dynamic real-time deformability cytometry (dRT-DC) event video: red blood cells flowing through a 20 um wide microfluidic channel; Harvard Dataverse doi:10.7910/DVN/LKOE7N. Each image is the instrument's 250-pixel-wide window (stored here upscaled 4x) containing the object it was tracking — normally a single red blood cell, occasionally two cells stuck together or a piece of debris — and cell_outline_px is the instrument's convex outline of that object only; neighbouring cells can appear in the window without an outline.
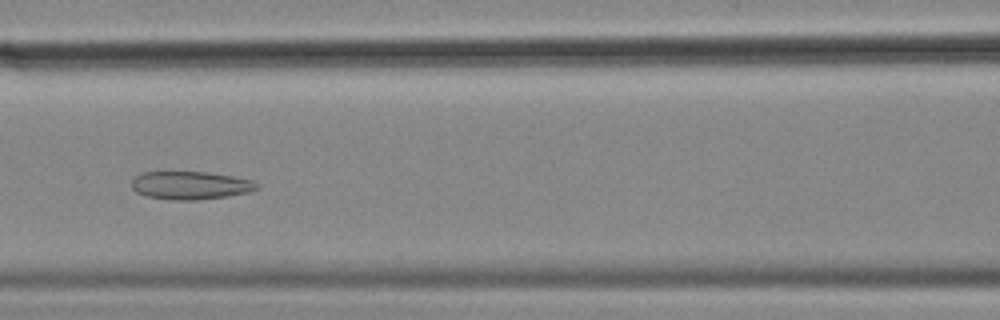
{"species": "common noctule bat (a hibernating species)", "species_latin": "Nyctalus noctula", "temperature_condition": "cold", "stored_images_in_passage": 55, "camera_frame_rate_fps": 3000, "um_per_image_px": 0.085, "animal": {"sex": "female", "body_mass_g": 18.4}, "frame": {"image": 1, "passage_image": 24, "time_ms": 7.667, "image_size_px": [1000, 320], "cell_outline_px": [[260, 188], [244, 192], [224, 196], [200, 200], [176, 200], [148, 196], [136, 192], [132, 188], [132, 180], [136, 176], [144, 172], [204, 172], [232, 176], [252, 180]], "centroid_in_image_um": [16.15, 15.75], "position_along_channel_um": 150.4, "area_um2": 20.06}}
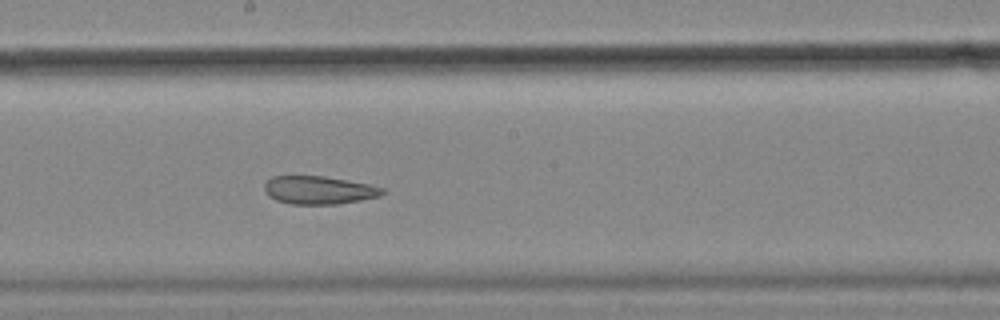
{"frame": {"image": 2, "passage_image": 30, "time_ms": 9.667, "image_size_px": [1000, 320], "cell_outline_px": [[384, 192], [380, 196], [360, 200], [336, 204], [288, 204], [276, 200], [268, 196], [264, 192], [264, 184], [272, 176], [324, 176], [368, 184], [384, 188]], "centroid_in_image_um": [27.06, 16.16], "position_along_channel_um": 221.1, "area_um2": 19.31}}
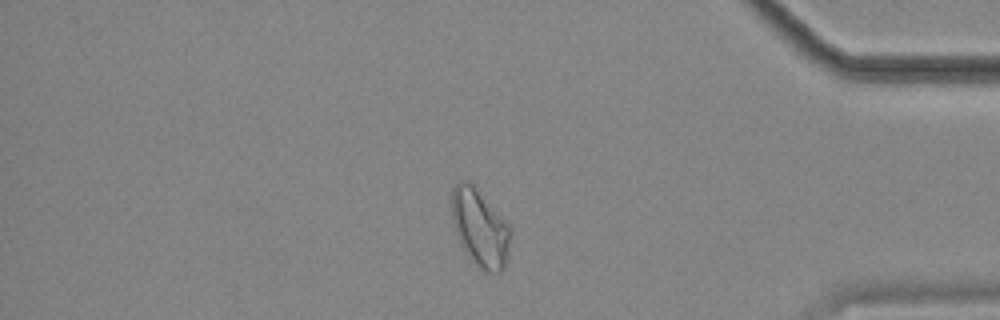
{"frame": {"image": 3, "passage_image": 47, "time_ms": 15.333, "image_size_px": [1000, 320], "cell_outline_px": [[508, 248], [504, 268], [500, 272], [488, 272], [480, 268], [472, 260], [464, 248], [460, 240], [452, 216], [452, 188], [456, 184], [464, 180], [468, 180], [476, 188], [508, 224]], "centroid_in_image_um": [40.78, 19.35], "position_along_channel_um": 394.4, "area_um2": 25.26}, "authors_computed_cell_mechanics": {"area_um2": 25.0274, "velocity_mm_per_s": 3.5502, "shape_relaxation_time_tau1_ms": null, "shape_relaxation_time_tau2_ms": 2.8374, "deformation_change_tau1": null, "deformation_change_tau2": 0.1077}}